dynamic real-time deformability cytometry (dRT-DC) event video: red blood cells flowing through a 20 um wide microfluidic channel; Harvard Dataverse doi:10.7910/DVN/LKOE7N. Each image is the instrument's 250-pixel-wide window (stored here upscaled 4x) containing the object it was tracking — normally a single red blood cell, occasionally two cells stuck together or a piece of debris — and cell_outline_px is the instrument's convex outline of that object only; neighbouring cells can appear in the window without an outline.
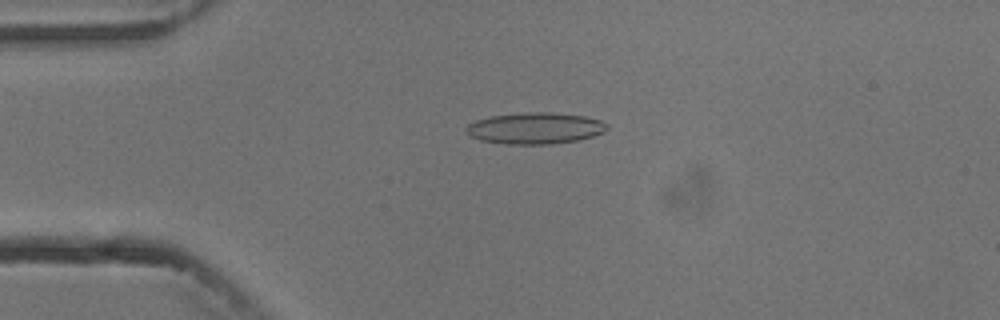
{"species": "common noctule bat (a hibernating species)", "species_latin": "Nyctalus noctula", "temperature_condition": "cold", "stored_images_in_passage": 5, "camera_frame_rate_fps": 3000, "um_per_image_px": 0.085, "animal": {"sex": "male", "body_mass_g": 13.3}, "frame": {"image": 1, "passage_image": 3, "time_ms": 3.0, "image_size_px": [1000, 320], "cell_outline_px": [[608, 128], [604, 132], [580, 140], [552, 144], [508, 144], [480, 140], [468, 136], [464, 128], [468, 124], [476, 120], [492, 116], [528, 112], [552, 112], [584, 116], [600, 120], [608, 124]], "centroid_in_image_um": [45.48, 10.9], "position_along_channel_um": 39.5, "area_um2": 25.89}}
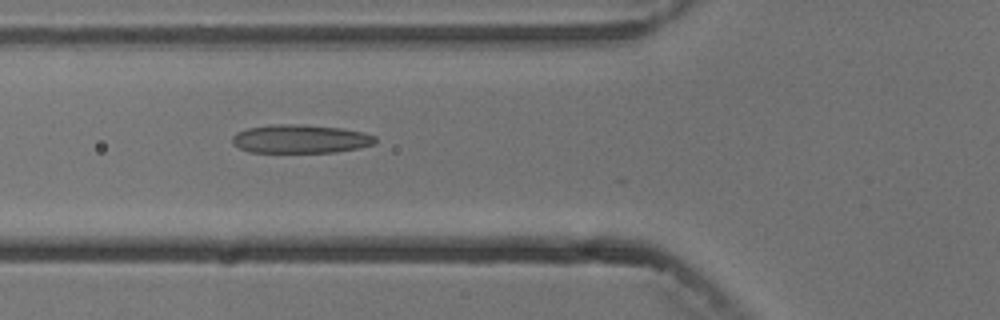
{"frame": {"image": 2, "passage_image": 5, "time_ms": 5.333, "image_size_px": [1000, 320], "cell_outline_px": [[376, 144], [360, 148], [336, 152], [252, 152], [240, 148], [232, 144], [232, 136], [236, 132], [248, 128], [276, 124], [304, 124], [340, 128], [364, 132], [376, 136]], "centroid_in_image_um": [25.57, 11.81], "position_along_channel_um": 100.2, "area_um2": 23.93}}